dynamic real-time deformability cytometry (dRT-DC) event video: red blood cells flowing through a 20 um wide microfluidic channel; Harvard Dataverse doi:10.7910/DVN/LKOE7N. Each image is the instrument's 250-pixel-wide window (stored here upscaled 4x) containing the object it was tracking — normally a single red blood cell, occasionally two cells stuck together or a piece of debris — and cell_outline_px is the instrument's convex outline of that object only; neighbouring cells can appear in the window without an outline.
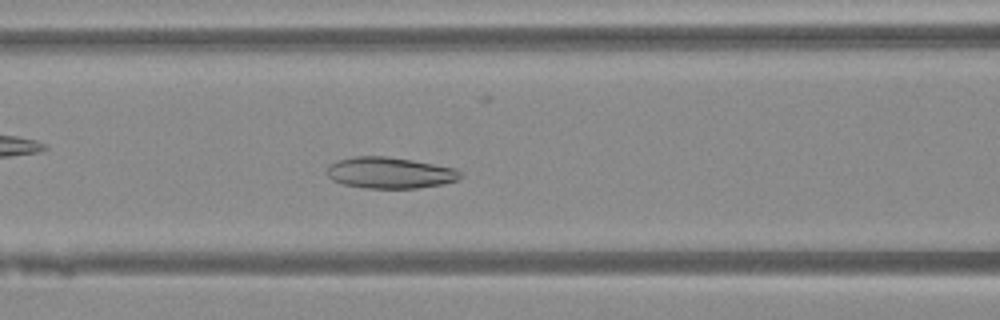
{"species": "Egyptian fruit bat (a non-hibernating species)", "species_latin": "Rousettus aegyptiacus", "temperature_condition": "warm", "stored_images_in_passage": 38, "camera_frame_rate_fps": 3000, "um_per_image_px": 0.085, "animal": {"sex": "female"}, "frame": {"image": 1, "passage_image": 9, "time_ms": 2.667, "image_size_px": [1000, 320], "cell_outline_px": [[464, 176], [456, 180], [444, 184], [416, 188], [364, 188], [344, 184], [332, 180], [328, 176], [328, 168], [332, 164], [340, 160], [356, 156], [384, 156], [412, 160], [456, 168]], "centroid_in_image_um": [33.18, 14.69], "position_along_channel_um": 133.4, "area_um2": 24.1}}
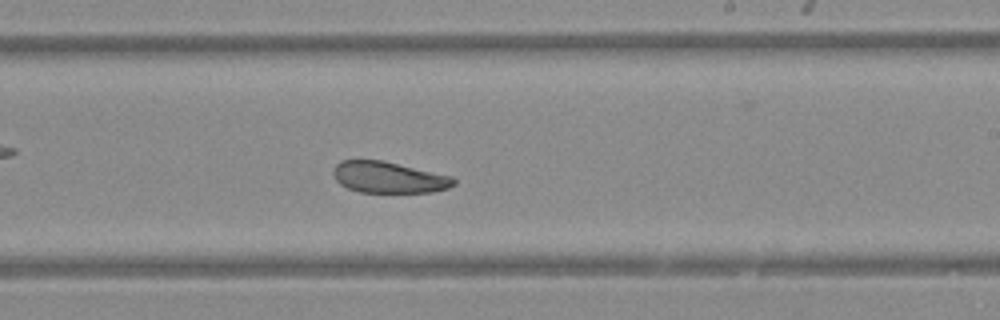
{"frame": {"image": 2, "passage_image": 18, "time_ms": 5.667, "image_size_px": [1000, 320], "cell_outline_px": [[456, 184], [448, 188], [432, 192], [360, 192], [348, 188], [340, 184], [336, 180], [332, 172], [336, 164], [340, 160], [380, 160], [452, 176], [456, 180]], "centroid_in_image_um": [33.03, 15.08], "position_along_channel_um": 256.0, "area_um2": 21.85}}
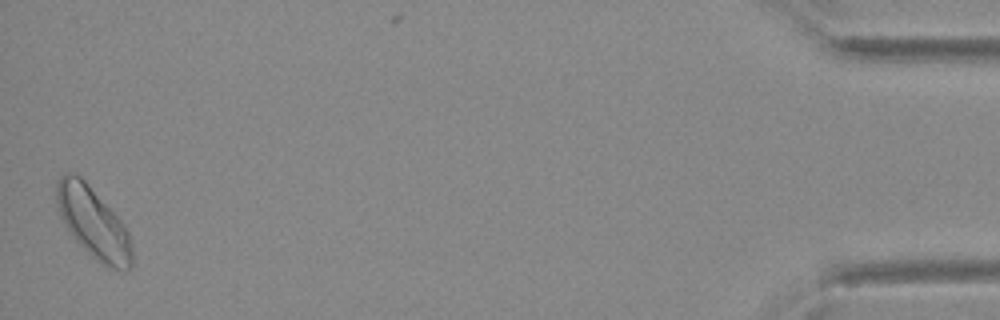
{"frame": {"image": 3, "passage_image": 37, "time_ms": 12.0, "image_size_px": [1000, 320], "cell_outline_px": [[132, 268], [128, 272], [120, 272], [96, 260], [72, 236], [60, 216], [56, 200], [56, 184], [60, 176], [68, 172], [80, 176], [84, 180], [124, 224], [128, 232], [132, 244]], "centroid_in_image_um": [7.95, 18.97], "position_along_channel_um": 427.3, "area_um2": 30.92}}